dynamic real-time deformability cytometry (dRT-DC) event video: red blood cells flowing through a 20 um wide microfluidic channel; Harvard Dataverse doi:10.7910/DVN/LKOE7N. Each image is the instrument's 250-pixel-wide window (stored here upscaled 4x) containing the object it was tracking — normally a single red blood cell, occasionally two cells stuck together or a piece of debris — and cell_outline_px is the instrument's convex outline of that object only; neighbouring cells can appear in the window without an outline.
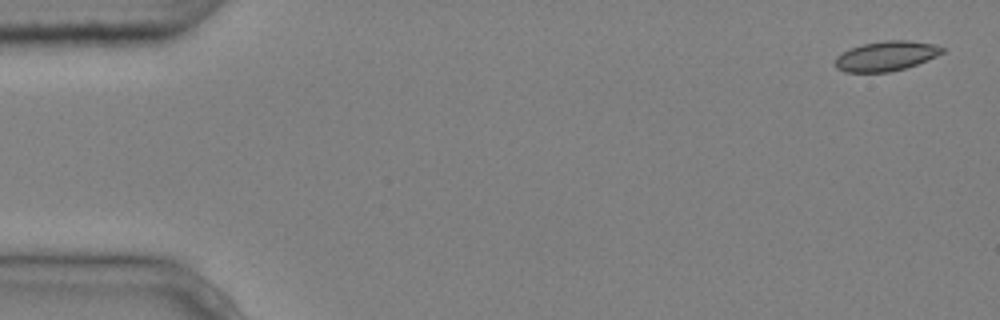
{"species": "common noctule bat (a hibernating species)", "species_latin": "Nyctalus noctula", "temperature_condition": "cold", "stored_images_in_passage": 5, "segment_of_instrument_passage": [1, 2], "camera_frame_rate_fps": 3000, "um_per_image_px": 0.085, "animal": {"sex": "male", "body_mass_g": 20.4}, "frame": {"image": 1, "passage_image": 1, "time_ms": 0.0, "image_size_px": [1000, 320], "cell_outline_px": [[944, 52], [936, 56], [916, 64], [904, 68], [888, 72], [844, 72], [836, 68], [836, 56], [852, 48], [864, 44], [884, 40], [908, 40], [936, 44], [944, 48]], "centroid_in_image_um": [75.34, 4.76], "position_along_channel_um": 9.7, "area_um2": 18.38}}
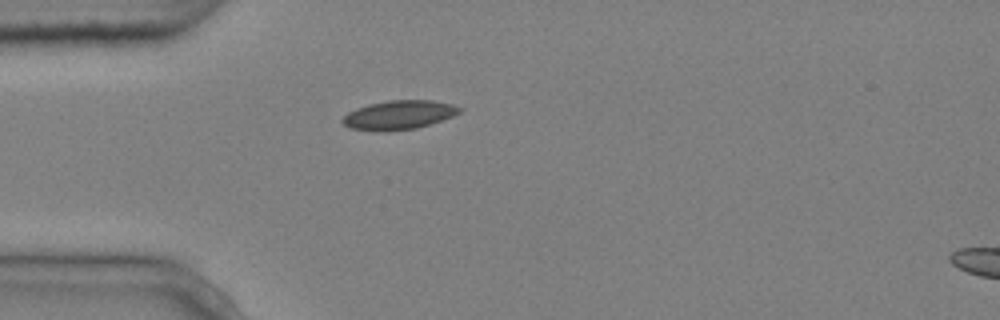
{"frame": {"image": 2, "passage_image": 4, "time_ms": 1.0, "image_size_px": [1000, 320], "cell_outline_px": [[464, 108], [460, 112], [452, 116], [416, 128], [376, 132], [352, 128], [344, 124], [340, 120], [348, 112], [356, 108], [368, 104], [388, 100], [432, 100], [452, 104]], "centroid_in_image_um": [33.88, 9.76], "position_along_channel_um": 51.1, "area_um2": 19.71}}